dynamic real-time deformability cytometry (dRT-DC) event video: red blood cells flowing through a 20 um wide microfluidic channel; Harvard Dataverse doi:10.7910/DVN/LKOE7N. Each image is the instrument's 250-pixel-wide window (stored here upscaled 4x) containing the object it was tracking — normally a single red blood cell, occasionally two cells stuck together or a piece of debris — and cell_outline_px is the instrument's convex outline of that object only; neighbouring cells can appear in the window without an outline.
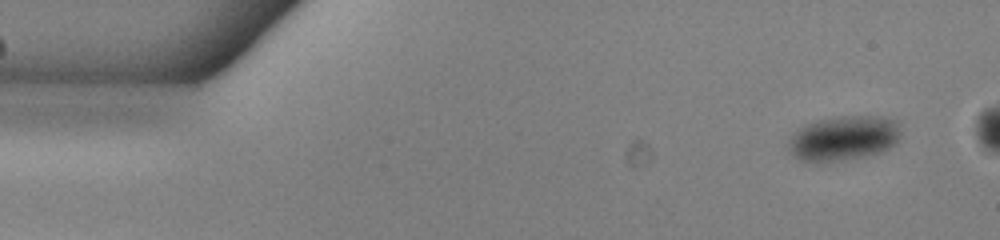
{"species": "common noctule bat (a hibernating species)", "species_latin": "Nyctalus noctula", "temperature_condition": "warm", "stored_images_in_passage": 51, "camera_frame_rate_fps": 3000, "um_per_image_px": 0.085, "animal": {"sex": "male", "body_mass_g": 13.0, "forearm_length_mm": 53.1}, "frame": {"image": 1, "passage_image": 1, "time_ms": 0.0, "image_size_px": [1000, 240], "cell_outline_px": [[900, 136], [896, 144], [880, 152], [864, 156], [840, 160], [800, 160], [788, 148], [788, 140], [800, 128], [816, 120], [840, 116], [880, 116], [896, 120], [900, 124]], "centroid_in_image_um": [71.77, 11.71], "position_along_channel_um": 13.2, "area_um2": 28.84}}
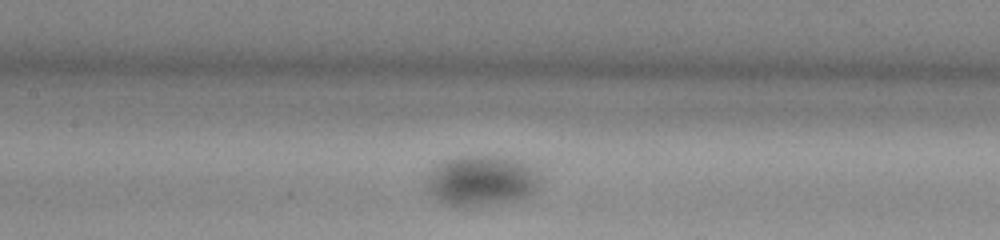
{"frame": {"image": 2, "passage_image": 22, "time_ms": 7.0, "image_size_px": [1000, 240], "cell_outline_px": [[536, 180], [532, 188], [524, 196], [512, 200], [480, 204], [448, 204], [440, 200], [428, 188], [428, 180], [440, 164], [456, 156], [496, 156], [520, 160], [528, 164], [532, 168]], "centroid_in_image_um": [40.9, 15.3], "position_along_channel_um": 166.5, "area_um2": 30.87}}
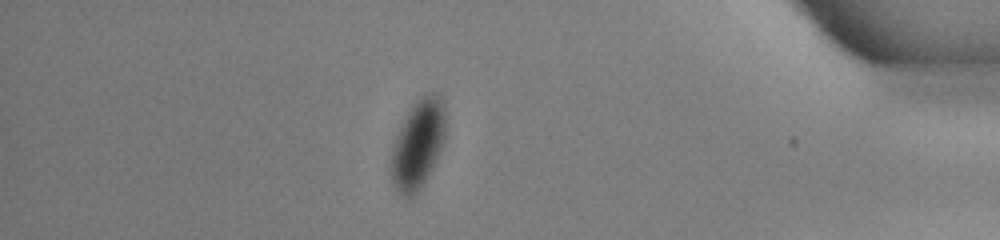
{"frame": {"image": 3, "passage_image": 44, "time_ms": 14.333, "image_size_px": [1000, 240], "cell_outline_px": [[444, 140], [436, 160], [432, 168], [416, 192], [412, 196], [404, 196], [392, 184], [392, 148], [400, 124], [412, 104], [420, 96], [428, 92], [436, 92], [444, 100]], "centroid_in_image_um": [35.53, 12.16], "position_along_channel_um": 399.7, "area_um2": 27.8}}